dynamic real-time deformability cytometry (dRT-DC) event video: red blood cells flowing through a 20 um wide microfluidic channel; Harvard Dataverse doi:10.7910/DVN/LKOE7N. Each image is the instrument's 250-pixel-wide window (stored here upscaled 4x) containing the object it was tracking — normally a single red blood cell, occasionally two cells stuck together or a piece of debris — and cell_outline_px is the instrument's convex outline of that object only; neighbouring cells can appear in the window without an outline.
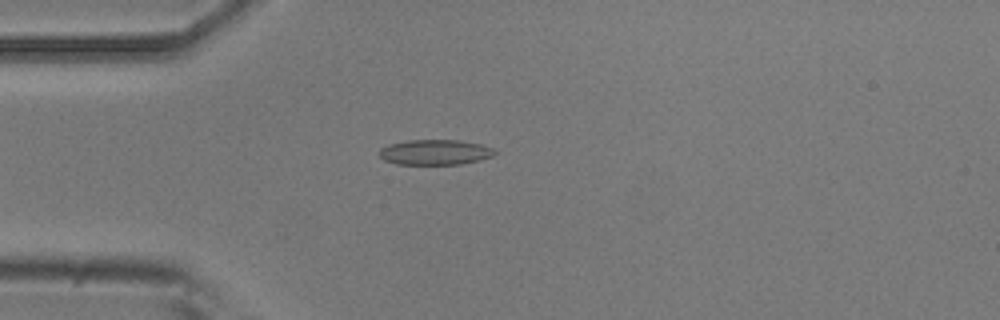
{"species": "common noctule bat (a hibernating species)", "species_latin": "Nyctalus noctula", "temperature_condition": "room temperature", "stored_images_in_passage": 50, "camera_frame_rate_fps": 3000, "um_per_image_px": 0.085, "animal": {"sex": "male", "body_mass_g": 20.5, "forearm_length_mm": 52.5}, "frame": {"image": 1, "passage_image": 13, "time_ms": 4.0, "image_size_px": [1000, 320], "cell_outline_px": [[496, 152], [492, 156], [480, 160], [460, 164], [396, 164], [384, 160], [380, 156], [380, 148], [388, 144], [408, 140], [460, 140], [480, 144], [492, 148]], "centroid_in_image_um": [36.96, 12.93], "position_along_channel_um": 48.0, "area_um2": 16.94}}
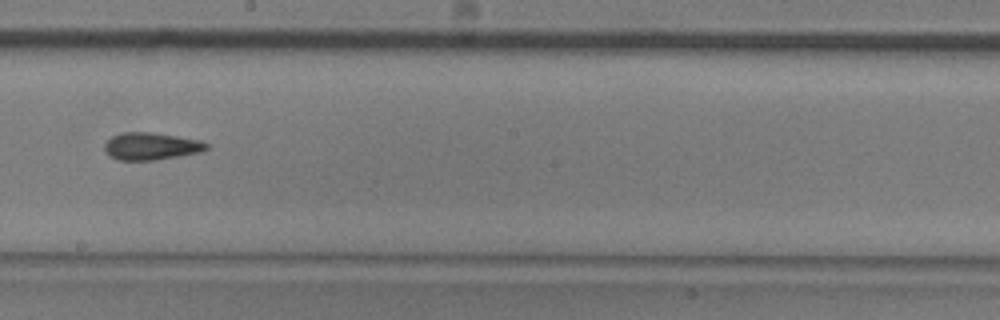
{"frame": {"image": 2, "passage_image": 28, "time_ms": 9.0, "image_size_px": [1000, 320], "cell_outline_px": [[208, 148], [200, 152], [156, 160], [116, 160], [108, 156], [104, 148], [104, 144], [112, 136], [124, 132], [148, 132], [176, 136], [200, 140], [208, 144]], "centroid_in_image_um": [12.81, 12.44], "position_along_channel_um": 235.4, "area_um2": 16.18}}
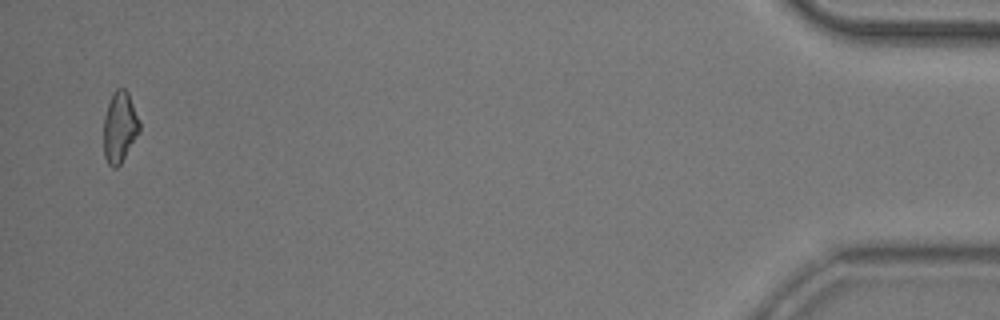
{"frame": {"image": 3, "passage_image": 49, "time_ms": 16.0, "image_size_px": [1000, 320], "cell_outline_px": [[140, 132], [120, 164], [116, 168], [112, 168], [108, 164], [104, 156], [104, 116], [112, 92], [116, 88], [124, 88], [128, 92], [140, 120]], "centroid_in_image_um": [10.18, 10.79], "position_along_channel_um": 425.0, "area_um2": 14.97}, "authors_computed_cell_mechanics": {"area_um2": 16.184, "velocity_mm_per_s": 3.9682, "shape_relaxation_time_tau1_ms": null, "shape_relaxation_time_tau2_ms": 4.0874, "deformation_change_tau1": null, "deformation_change_tau2": 0.1226}}